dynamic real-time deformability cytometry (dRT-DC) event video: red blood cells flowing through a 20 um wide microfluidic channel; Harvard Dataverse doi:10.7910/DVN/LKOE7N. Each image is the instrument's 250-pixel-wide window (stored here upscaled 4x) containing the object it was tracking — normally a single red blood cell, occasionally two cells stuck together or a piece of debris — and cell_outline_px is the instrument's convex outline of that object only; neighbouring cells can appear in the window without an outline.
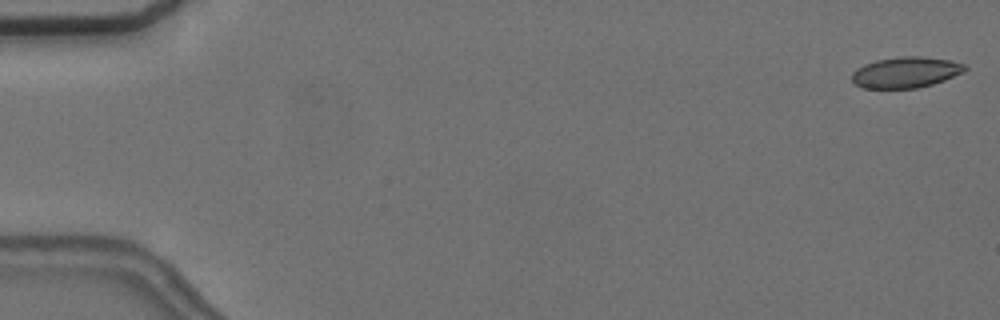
{"species": "common noctule bat (a hibernating species)", "species_latin": "Nyctalus noctula", "temperature_condition": "cold", "stored_images_in_passage": 56, "camera_frame_rate_fps": 3000, "um_per_image_px": 0.085, "animal": {"sex": "female", "body_mass_g": 24.6, "forearm_length_mm": 56.2}, "frame": {"image": 1, "passage_image": 1, "time_ms": 0.0, "image_size_px": [1000, 320], "cell_outline_px": [[968, 68], [964, 72], [944, 80], [932, 84], [916, 88], [860, 88], [852, 80], [852, 72], [856, 68], [864, 64], [876, 60], [904, 56], [920, 56], [952, 60], [964, 64]], "centroid_in_image_um": [76.99, 6.14], "position_along_channel_um": 8.0, "area_um2": 20.4}}
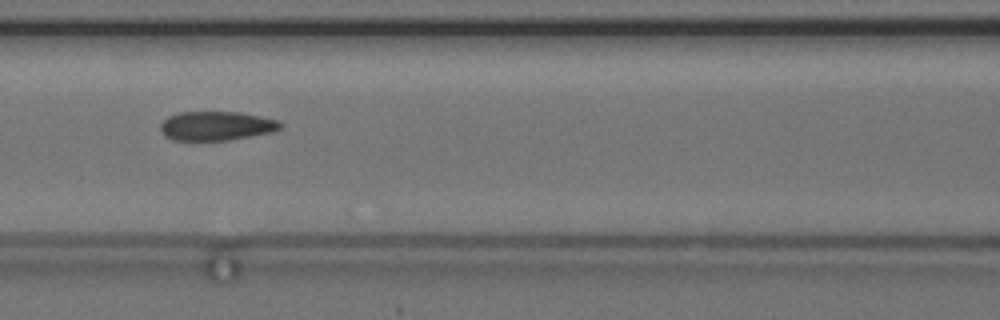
{"frame": {"image": 2, "passage_image": 25, "time_ms": 8.0, "image_size_px": [1000, 320], "cell_outline_px": [[284, 124], [280, 128], [272, 132], [252, 136], [228, 140], [172, 140], [164, 136], [160, 128], [160, 124], [168, 116], [180, 112], [240, 112], [280, 120]], "centroid_in_image_um": [18.41, 10.7], "position_along_channel_um": 148.2, "area_um2": 20.46}}
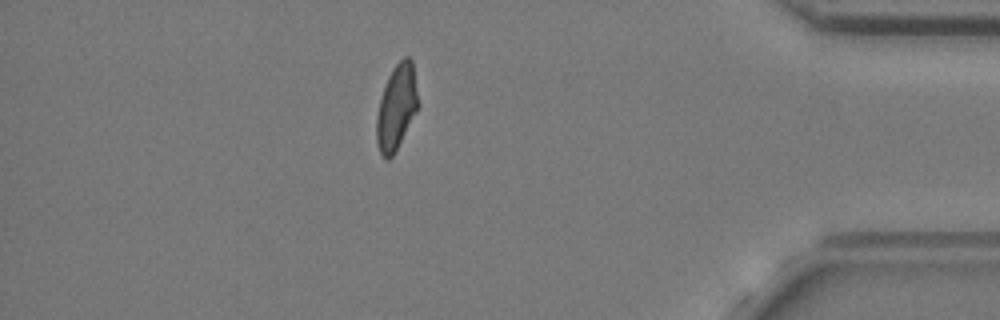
{"frame": {"image": 3, "passage_image": 49, "time_ms": 16.0, "image_size_px": [1000, 320], "cell_outline_px": [[420, 104], [396, 152], [388, 160], [380, 152], [376, 140], [376, 116], [380, 100], [388, 76], [392, 68], [404, 56], [408, 56], [412, 60]], "centroid_in_image_um": [33.72, 9.11], "position_along_channel_um": 401.5, "area_um2": 20.75}}